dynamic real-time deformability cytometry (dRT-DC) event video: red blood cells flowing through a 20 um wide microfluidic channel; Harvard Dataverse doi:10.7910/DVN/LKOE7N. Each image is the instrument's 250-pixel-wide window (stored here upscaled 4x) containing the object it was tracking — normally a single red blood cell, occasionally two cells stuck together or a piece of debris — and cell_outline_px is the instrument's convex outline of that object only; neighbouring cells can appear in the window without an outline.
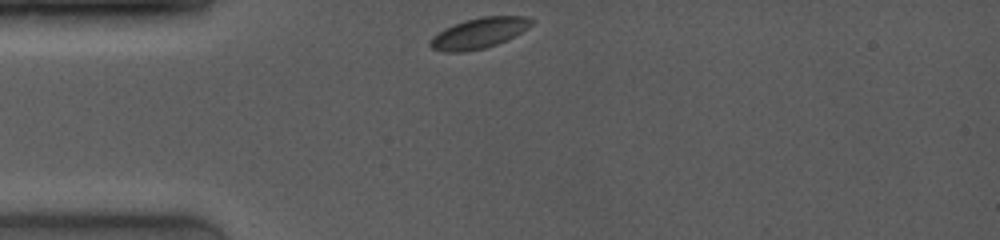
{"species": "common noctule bat (a hibernating species)", "species_latin": "Nyctalus noctula", "temperature_condition": "room temperature", "stored_images_in_passage": 5, "camera_frame_rate_fps": 4000, "um_per_image_px": 0.085, "animal": {"sex": "female", "body_mass_g": 19.0, "forearm_length_mm": 53.3}, "frame": {"image": 1, "passage_image": 1, "time_ms": 0.0, "image_size_px": [1000, 240], "cell_outline_px": [[536, 20], [528, 28], [496, 44], [484, 48], [464, 52], [444, 52], [432, 48], [428, 44], [428, 40], [432, 36], [444, 28], [464, 20], [480, 16], [528, 16]], "centroid_in_image_um": [40.68, 2.8], "position_along_channel_um": 44.3, "area_um2": 18.09}}
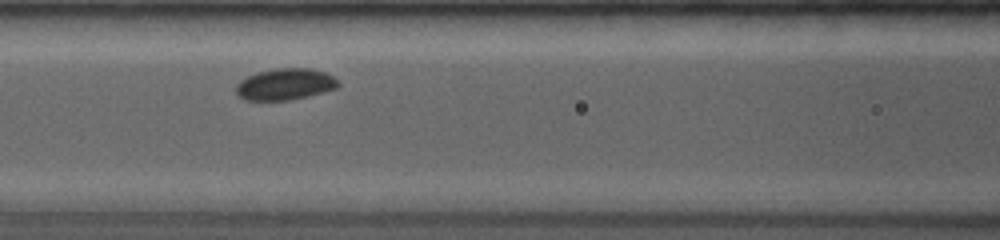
{"frame": {"image": 2, "passage_image": 4, "time_ms": 3.0, "image_size_px": [1000, 240], "cell_outline_px": [[340, 84], [336, 88], [308, 96], [288, 100], [244, 100], [236, 92], [236, 84], [240, 80], [248, 76], [260, 72], [276, 68], [308, 68], [324, 72], [332, 76]], "centroid_in_image_um": [24.22, 7.16], "position_along_channel_um": 142.4, "area_um2": 18.5}}